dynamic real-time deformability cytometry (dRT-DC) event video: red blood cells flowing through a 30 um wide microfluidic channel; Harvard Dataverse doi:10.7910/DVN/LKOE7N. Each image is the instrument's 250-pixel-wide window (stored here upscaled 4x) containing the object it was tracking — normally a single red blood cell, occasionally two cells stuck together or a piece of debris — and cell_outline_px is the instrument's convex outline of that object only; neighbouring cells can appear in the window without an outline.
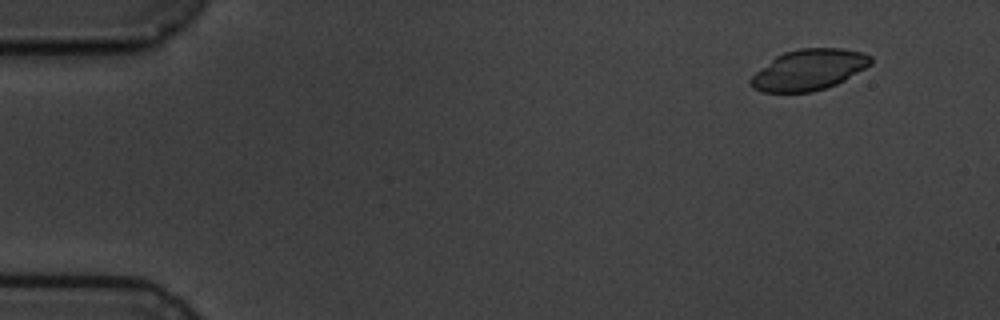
{"species": "common noctule bat (a hibernating species)", "species_latin": "Nyctalus noctula", "temperature_condition": "cold", "stored_images_in_passage": 5, "camera_frame_rate_fps": 3000, "um_per_image_px": 0.085, "animal": {"sex": "male", "body_mass_g": 19.5, "forearm_length_mm": 54.6}, "frame": {"image": 1, "passage_image": 2, "time_ms": 1.333, "image_size_px": [1000, 320], "cell_outline_px": [[872, 64], [844, 80], [836, 84], [812, 92], [764, 92], [752, 88], [748, 84], [748, 80], [760, 68], [776, 56], [784, 52], [800, 48], [840, 48], [860, 52], [872, 56]], "centroid_in_image_um": [68.73, 5.93], "position_along_channel_um": 16.3, "area_um2": 28.5}}